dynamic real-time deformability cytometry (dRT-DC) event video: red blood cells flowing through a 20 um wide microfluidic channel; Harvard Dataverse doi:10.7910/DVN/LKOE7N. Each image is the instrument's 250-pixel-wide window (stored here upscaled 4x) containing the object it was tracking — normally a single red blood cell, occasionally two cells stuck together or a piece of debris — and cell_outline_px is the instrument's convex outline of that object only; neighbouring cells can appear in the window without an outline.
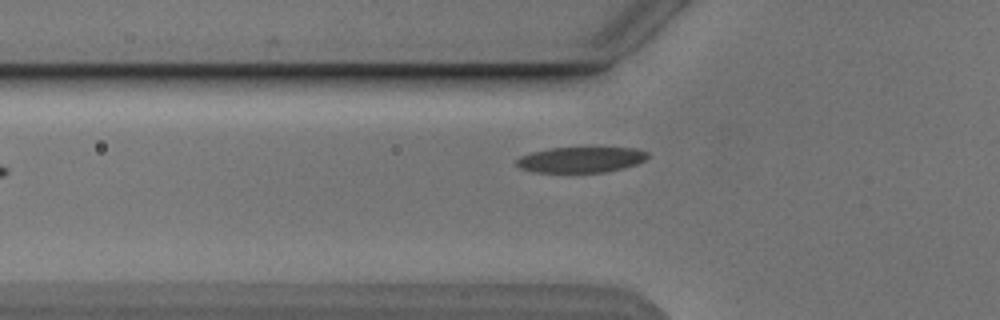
{"species": "Egyptian fruit bat (a non-hibernating species)", "species_latin": "Rousettus aegyptiacus", "temperature_condition": "cold", "stored_images_in_passage": 2, "camera_frame_rate_fps": 3000, "um_per_image_px": 0.085, "animal": {"sex": "male"}, "frame": {"image": 1, "passage_image": 2, "time_ms": 1.333, "image_size_px": [1000, 320], "cell_outline_px": [[648, 156], [644, 160], [636, 164], [624, 168], [604, 172], [532, 172], [520, 168], [516, 164], [516, 160], [520, 156], [532, 152], [552, 148], [636, 148], [648, 152]], "centroid_in_image_um": [49.36, 13.58], "position_along_channel_um": 76.4, "area_um2": 19.48}}